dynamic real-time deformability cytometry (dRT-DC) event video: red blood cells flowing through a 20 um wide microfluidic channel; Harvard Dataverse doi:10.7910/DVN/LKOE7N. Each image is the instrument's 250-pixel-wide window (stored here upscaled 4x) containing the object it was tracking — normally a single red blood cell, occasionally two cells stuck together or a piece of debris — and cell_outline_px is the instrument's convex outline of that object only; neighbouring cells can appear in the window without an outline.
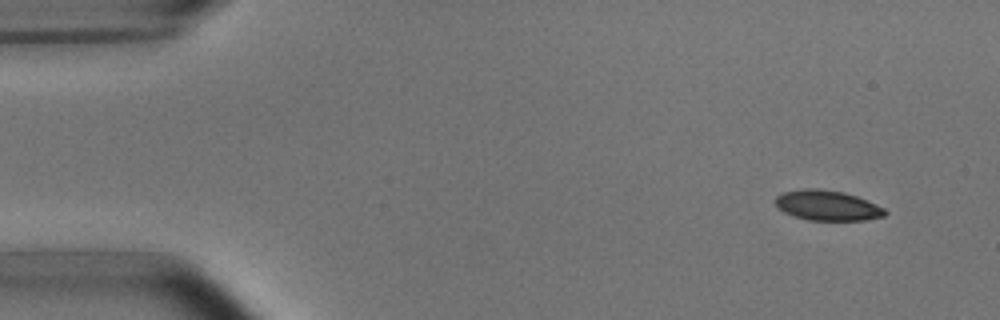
{"species": "common noctule bat (a hibernating species)", "species_latin": "Nyctalus noctula", "temperature_condition": "room temperature", "stored_images_in_passage": 4, "camera_frame_rate_fps": 3000, "um_per_image_px": 0.085, "animal": {"sex": "male", "body_mass_g": 15.6}, "frame": {"image": 1, "passage_image": 1, "time_ms": 0.0, "image_size_px": [1000, 320], "cell_outline_px": [[888, 212], [884, 216], [864, 220], [808, 220], [784, 212], [776, 208], [776, 196], [784, 192], [804, 188], [816, 188], [844, 192], [856, 196], [876, 204], [884, 208]], "centroid_in_image_um": [70.32, 17.46], "position_along_channel_um": 14.7, "area_um2": 19.19}}